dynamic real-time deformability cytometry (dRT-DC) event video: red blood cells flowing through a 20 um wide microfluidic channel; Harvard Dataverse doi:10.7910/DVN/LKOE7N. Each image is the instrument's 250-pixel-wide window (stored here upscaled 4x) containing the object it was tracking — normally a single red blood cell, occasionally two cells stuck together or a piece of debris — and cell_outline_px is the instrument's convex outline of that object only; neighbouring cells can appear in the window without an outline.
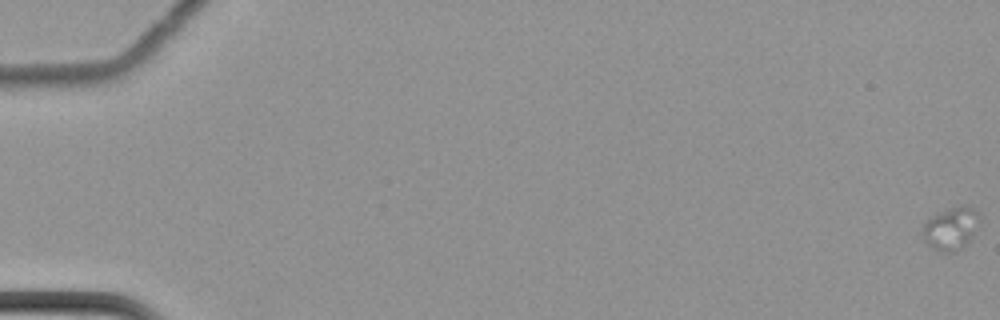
{"species": "common noctule bat (a hibernating species)", "species_latin": "Nyctalus noctula", "temperature_condition": "cold", "stored_images_in_passage": 49, "camera_frame_rate_fps": 3000, "um_per_image_px": 0.085, "animal": {"sex": "female", "body_mass_g": 22.7, "forearm_length_mm": 54.2}, "frame": {"image": 1, "passage_image": 1, "time_ms": 0.0, "image_size_px": [1000, 320], "cell_outline_px": [[980, 220], [972, 236], [956, 252], [940, 252], [928, 244], [924, 240], [924, 220], [932, 216], [952, 208], [964, 204], [980, 212]], "centroid_in_image_um": [80.85, 19.41], "position_along_channel_um": 4.1, "area_um2": 13.87}}